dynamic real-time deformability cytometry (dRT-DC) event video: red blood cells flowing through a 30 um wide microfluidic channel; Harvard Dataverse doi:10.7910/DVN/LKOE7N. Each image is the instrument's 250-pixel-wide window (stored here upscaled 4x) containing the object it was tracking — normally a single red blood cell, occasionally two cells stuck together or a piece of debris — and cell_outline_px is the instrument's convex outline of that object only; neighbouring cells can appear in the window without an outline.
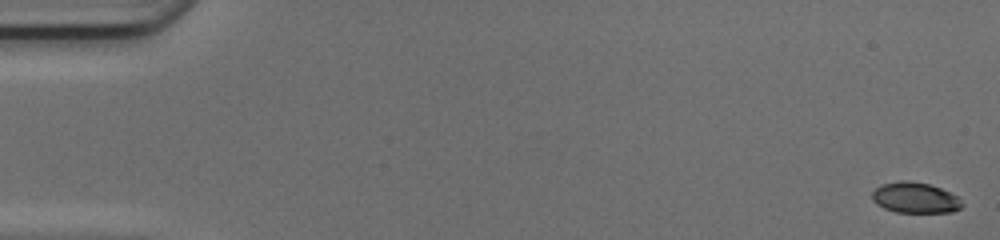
{"species": "common noctule bat (a hibernating species)", "species_latin": "Nyctalus noctula", "temperature_condition": "cold", "stored_images_in_passage": 50, "camera_frame_rate_fps": 3000, "um_per_image_px": 0.085, "animal": {"sex": "female", "body_mass_g": 17.0, "forearm_length_mm": 48.0}, "frame": {"image": 1, "passage_image": 1, "time_ms": 0.0, "image_size_px": [1000, 240], "cell_outline_px": [[964, 204], [960, 208], [952, 212], [896, 212], [884, 208], [876, 204], [872, 200], [872, 192], [880, 184], [900, 180], [908, 180], [928, 184], [940, 188], [956, 196]], "centroid_in_image_um": [77.75, 16.8], "position_along_channel_um": 7.3, "area_um2": 16.07}}
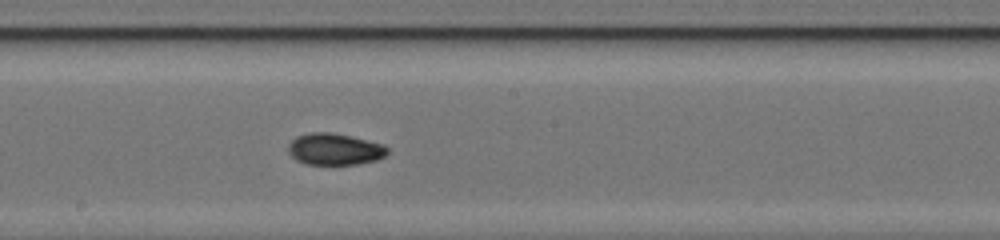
{"frame": {"image": 2, "passage_image": 28, "time_ms": 9.0, "image_size_px": [1000, 240], "cell_outline_px": [[388, 152], [384, 156], [376, 160], [360, 164], [332, 168], [308, 164], [296, 160], [288, 152], [288, 144], [296, 136], [308, 132], [332, 132], [384, 144], [388, 148]], "centroid_in_image_um": [28.43, 12.73], "position_along_channel_um": 219.8, "area_um2": 19.07}}
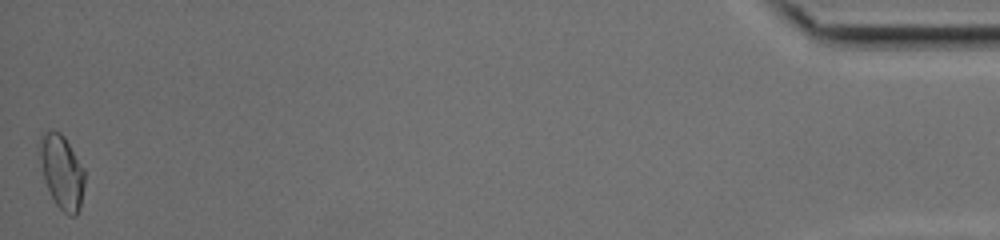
{"frame": {"image": 3, "passage_image": 50, "time_ms": 16.333, "image_size_px": [1000, 240], "cell_outline_px": [[84, 184], [80, 208], [76, 216], [68, 216], [56, 204], [44, 180], [40, 156], [40, 136], [48, 128], [60, 132], [64, 136], [84, 168]], "centroid_in_image_um": [5.26, 14.59], "position_along_channel_um": 429.9, "area_um2": 19.25}, "authors_computed_cell_mechanics": {"area_um2": 17.8602, "velocity_mm_per_s": 4.1995, "shape_relaxation_time_tau1_ms": 3.8573, "shape_relaxation_time_tau2_ms": 2.1113, "deformation_change_tau1": 0.1394, "deformation_change_tau2": 0.0459}}